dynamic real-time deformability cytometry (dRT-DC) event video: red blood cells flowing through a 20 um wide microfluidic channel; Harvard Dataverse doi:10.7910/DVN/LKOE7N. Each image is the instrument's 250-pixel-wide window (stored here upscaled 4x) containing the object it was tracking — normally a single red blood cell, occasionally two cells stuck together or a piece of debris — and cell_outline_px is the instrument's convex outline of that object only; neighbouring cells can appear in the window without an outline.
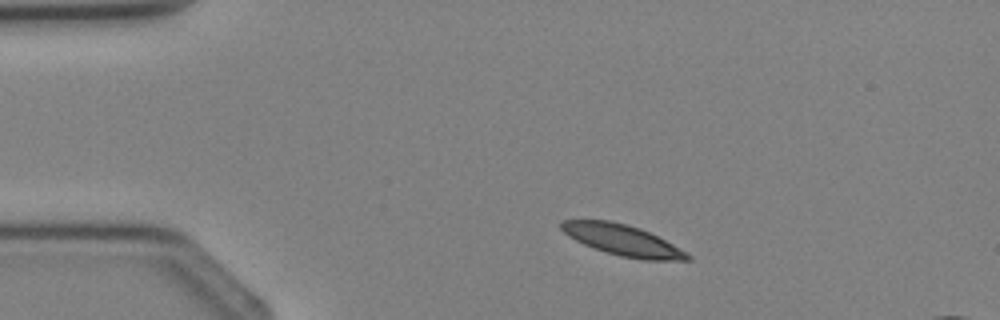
{"species": "Egyptian fruit bat (a non-hibernating species)", "species_latin": "Rousettus aegyptiacus", "temperature_condition": "cold", "stored_images_in_passage": 3, "segment_of_instrument_passage": [1, 2], "camera_frame_rate_fps": 3000, "um_per_image_px": 0.085, "animal": {"sex": "female"}, "frame": {"image": 1, "passage_image": 1, "time_ms": 0.0, "image_size_px": [1000, 320], "cell_outline_px": [[692, 260], [640, 260], [620, 256], [604, 252], [584, 244], [568, 236], [560, 228], [560, 220], [608, 220], [640, 228], [688, 252], [692, 256]], "centroid_in_image_um": [52.92, 20.42], "position_along_channel_um": 32.1, "area_um2": 22.66}}